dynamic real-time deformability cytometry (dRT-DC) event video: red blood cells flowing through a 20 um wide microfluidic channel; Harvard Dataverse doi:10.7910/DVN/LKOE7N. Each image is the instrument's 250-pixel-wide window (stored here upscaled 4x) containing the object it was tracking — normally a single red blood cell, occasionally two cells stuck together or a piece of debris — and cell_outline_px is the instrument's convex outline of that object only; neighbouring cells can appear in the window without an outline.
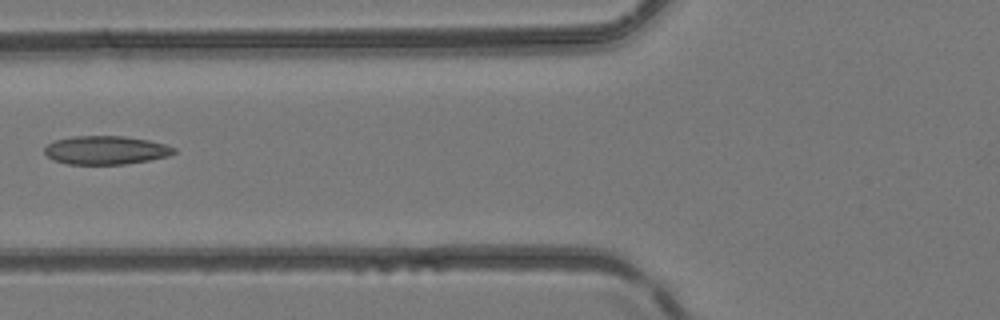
{"species": "common noctule bat (a hibernating species)", "species_latin": "Nyctalus noctula", "temperature_condition": "room temperature", "stored_images_in_passage": 6, "camera_frame_rate_fps": 3000, "um_per_image_px": 0.085, "animal": {"sex": "female", "body_mass_g": 24.6, "forearm_length_mm": 56.2}, "frame": {"image": 1, "passage_image": 6, "time_ms": 1.667, "image_size_px": [1000, 320], "cell_outline_px": [[176, 152], [168, 156], [148, 160], [124, 164], [68, 164], [52, 160], [44, 152], [44, 148], [48, 144], [56, 140], [72, 136], [124, 136], [148, 140], [164, 144], [176, 148]], "centroid_in_image_um": [8.98, 12.76], "position_along_channel_um": 116.8, "area_um2": 21.44}}